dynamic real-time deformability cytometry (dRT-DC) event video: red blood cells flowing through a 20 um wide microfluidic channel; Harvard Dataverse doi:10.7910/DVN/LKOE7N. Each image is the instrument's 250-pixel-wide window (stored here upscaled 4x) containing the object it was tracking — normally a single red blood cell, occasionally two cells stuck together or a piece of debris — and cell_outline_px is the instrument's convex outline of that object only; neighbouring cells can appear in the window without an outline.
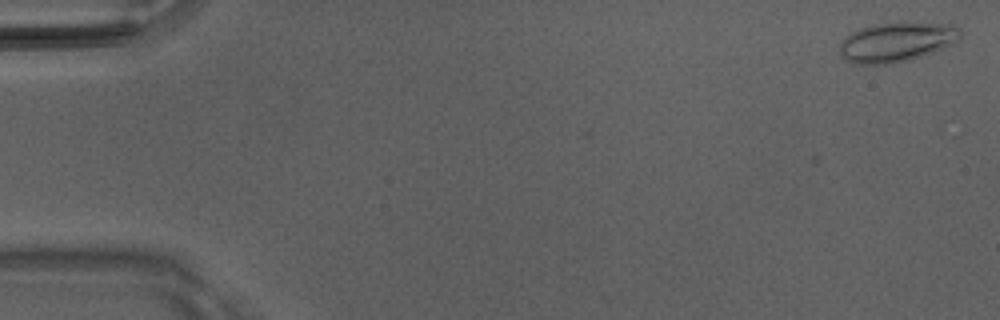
{"species": "Egyptian fruit bat (a non-hibernating species)", "species_latin": "Rousettus aegyptiacus", "temperature_condition": "room temperature", "stored_images_in_passage": 11, "camera_frame_rate_fps": 3000, "um_per_image_px": 0.085, "animal": {"sex": "male"}, "frame": {"image": 1, "passage_image": 2, "time_ms": 0.333, "image_size_px": [1000, 320], "cell_outline_px": [[960, 36], [952, 44], [944, 48], [908, 60], [888, 64], [852, 64], [844, 60], [840, 56], [840, 44], [852, 32], [872, 24], [904, 20], [956, 24], [960, 28]], "centroid_in_image_um": [76.23, 3.53], "position_along_channel_um": 8.8, "area_um2": 28.44}}